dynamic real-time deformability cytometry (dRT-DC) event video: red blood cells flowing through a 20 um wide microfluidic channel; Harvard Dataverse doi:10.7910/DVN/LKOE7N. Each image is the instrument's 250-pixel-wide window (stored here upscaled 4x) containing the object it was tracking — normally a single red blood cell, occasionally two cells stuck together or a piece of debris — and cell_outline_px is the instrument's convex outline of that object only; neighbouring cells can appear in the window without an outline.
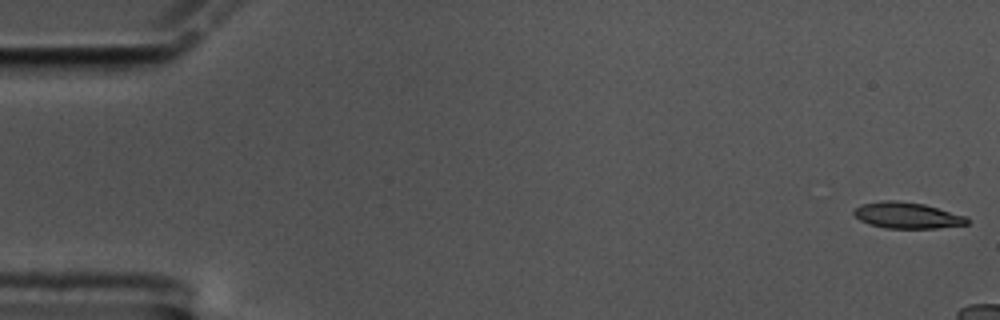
{"species": "common noctule bat (a hibernating species)", "species_latin": "Nyctalus noctula", "temperature_condition": "cold", "stored_images_in_passage": 10, "camera_frame_rate_fps": 3000, "um_per_image_px": 0.085, "animal": {"sex": "male", "body_mass_g": 17.5, "forearm_length_mm": 52.3}, "frame": {"image": 1, "passage_image": 1, "time_ms": 0.0, "image_size_px": [1000, 320], "cell_outline_px": [[968, 224], [936, 228], [884, 228], [868, 224], [860, 220], [852, 212], [856, 208], [864, 204], [884, 200], [896, 200], [924, 204], [968, 216]], "centroid_in_image_um": [77.13, 18.31], "position_along_channel_um": 7.9, "area_um2": 17.22}}